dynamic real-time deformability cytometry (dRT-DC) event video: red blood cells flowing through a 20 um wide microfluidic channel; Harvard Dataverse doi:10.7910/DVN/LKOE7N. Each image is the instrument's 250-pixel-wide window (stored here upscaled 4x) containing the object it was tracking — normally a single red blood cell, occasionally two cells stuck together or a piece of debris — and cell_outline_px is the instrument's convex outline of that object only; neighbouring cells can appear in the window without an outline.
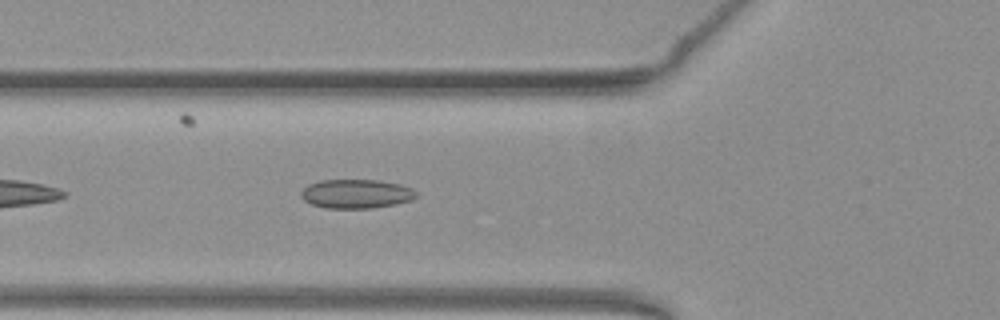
{"species": "common noctule bat (a hibernating species)", "species_latin": "Nyctalus noctula", "temperature_condition": "warm", "stored_images_in_passage": 38, "camera_frame_rate_fps": 3000, "um_per_image_px": 0.085, "animal": {"sex": "female", "body_mass_g": 19.3, "forearm_length_mm": 54.1}, "frame": {"image": 1, "passage_image": 5, "time_ms": 1.333, "image_size_px": [1000, 320], "cell_outline_px": [[416, 196], [412, 200], [396, 204], [372, 208], [324, 208], [312, 204], [304, 200], [300, 196], [300, 192], [308, 184], [320, 180], [380, 180], [400, 184], [412, 188], [416, 192]], "centroid_in_image_um": [30.27, 16.47], "position_along_channel_um": 95.5, "area_um2": 19.59}}
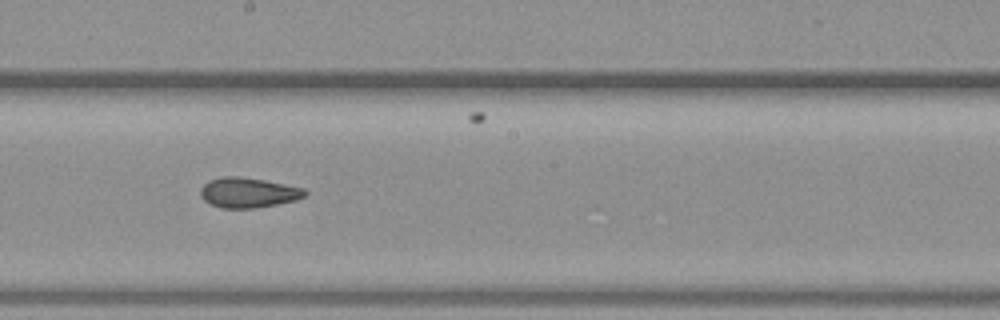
{"frame": {"image": 2, "passage_image": 15, "time_ms": 4.667, "image_size_px": [1000, 320], "cell_outline_px": [[308, 192], [304, 196], [296, 200], [256, 208], [220, 208], [208, 204], [200, 196], [200, 188], [208, 180], [220, 176], [236, 176], [264, 180], [304, 188]], "centroid_in_image_um": [21.05, 16.37], "position_along_channel_um": 227.2, "area_um2": 18.44}}
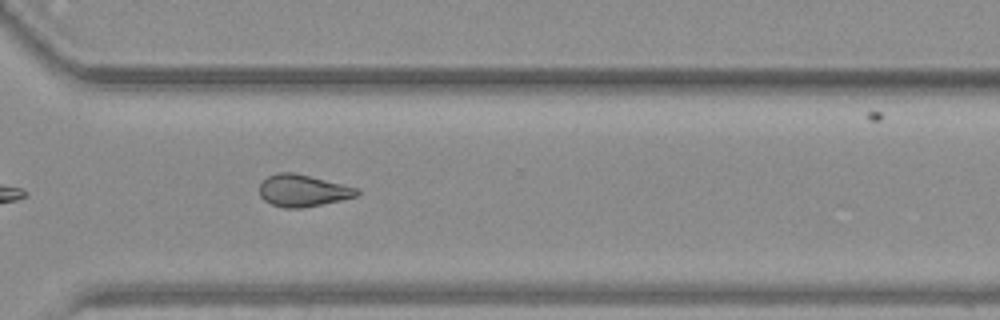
{"frame": {"image": 3, "passage_image": 24, "time_ms": 7.667, "image_size_px": [1000, 320], "cell_outline_px": [[360, 192], [356, 196], [340, 200], [300, 208], [284, 208], [272, 204], [264, 200], [260, 196], [260, 184], [268, 176], [280, 172], [292, 172], [360, 188]], "centroid_in_image_um": [25.74, 16.2], "position_along_channel_um": 344.9, "area_um2": 17.92}, "authors_computed_cell_mechanics": {"area_um2": 18.3804, "velocity_mm_per_s": 3.9363, "shape_relaxation_time_tau1_ms": null, "shape_relaxation_time_tau2_ms": 2.8735, "deformation_change_tau1": null, "deformation_change_tau2": 0.082}}